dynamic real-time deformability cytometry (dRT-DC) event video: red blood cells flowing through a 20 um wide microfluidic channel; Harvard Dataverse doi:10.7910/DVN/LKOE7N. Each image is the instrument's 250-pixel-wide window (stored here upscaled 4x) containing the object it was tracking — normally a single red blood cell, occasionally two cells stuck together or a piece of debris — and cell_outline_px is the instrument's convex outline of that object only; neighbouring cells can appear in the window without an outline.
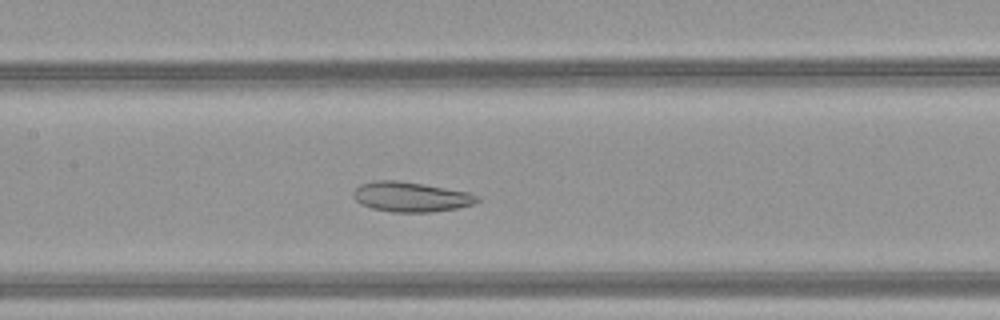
{"species": "common noctule bat (a hibernating species)", "species_latin": "Nyctalus noctula", "temperature_condition": "warm", "stored_images_in_passage": 27, "camera_frame_rate_fps": 3000, "um_per_image_px": 0.085, "animal": {"sex": "female", "body_mass_g": 21.9}, "frame": {"image": 1, "passage_image": 23, "time_ms": 7.333, "image_size_px": [1000, 320], "cell_outline_px": [[480, 200], [472, 204], [456, 208], [432, 212], [392, 212], [372, 208], [360, 204], [352, 196], [352, 192], [360, 184], [372, 180], [396, 180], [468, 192], [480, 196]], "centroid_in_image_um": [34.88, 16.73], "position_along_channel_um": 172.5, "area_um2": 21.5}}
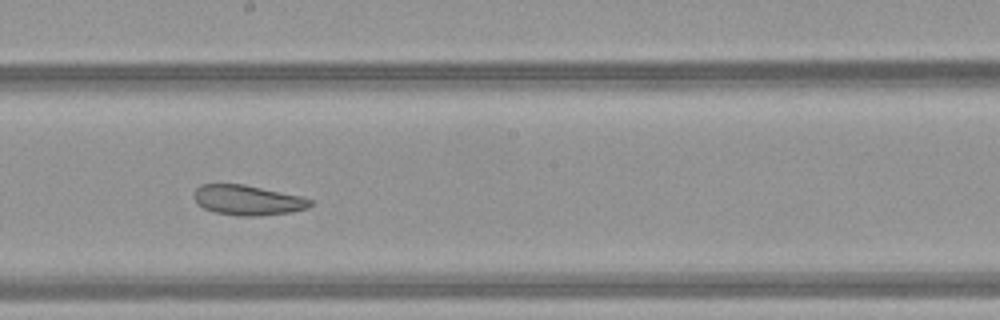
{"frame": {"image": 2, "passage_image": 27, "time_ms": 8.667, "image_size_px": [1000, 320], "cell_outline_px": [[312, 204], [308, 208], [288, 212], [256, 216], [236, 216], [216, 212], [204, 208], [196, 200], [192, 192], [200, 184], [244, 184], [300, 196], [312, 200]], "centroid_in_image_um": [21.03, 17.0], "position_along_channel_um": 227.2, "area_um2": 20.17}}